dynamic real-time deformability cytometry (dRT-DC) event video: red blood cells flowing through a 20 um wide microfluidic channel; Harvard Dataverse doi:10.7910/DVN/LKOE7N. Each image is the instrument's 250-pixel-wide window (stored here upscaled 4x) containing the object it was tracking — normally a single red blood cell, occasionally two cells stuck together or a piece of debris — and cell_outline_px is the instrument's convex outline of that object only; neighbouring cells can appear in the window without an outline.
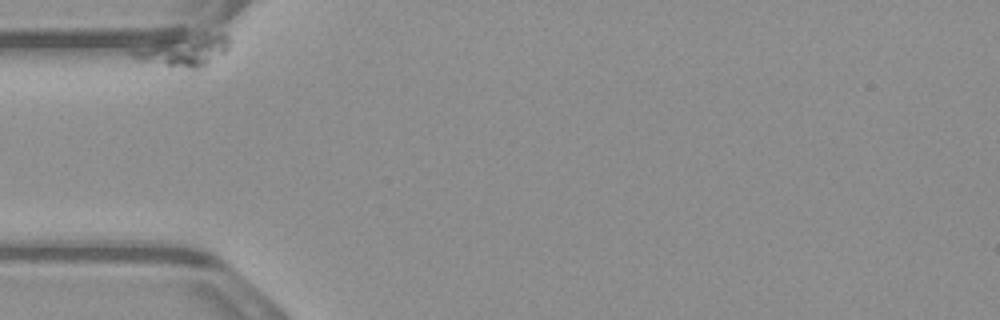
{"species": "common noctule bat (a hibernating species)", "species_latin": "Nyctalus noctula", "temperature_condition": "warm", "stored_images_in_passage": 51, "camera_frame_rate_fps": 3000, "um_per_image_px": 0.085, "animal": {"sex": "male", "body_mass_g": 23.1, "forearm_length_mm": 52.7}, "frame": {"image": 1, "passage_image": 1, "time_ms": 0.0, "image_size_px": [1000, 320], "cell_outline_px": [[228, 48], [224, 52], [204, 64], [196, 68], [188, 68], [140, 60], [132, 56], [128, 52], [132, 48], [164, 40], [216, 32], [224, 32], [228, 36]], "centroid_in_image_um": [15.62, 4.27], "position_along_channel_um": 69.4, "area_um2": 16.7}}
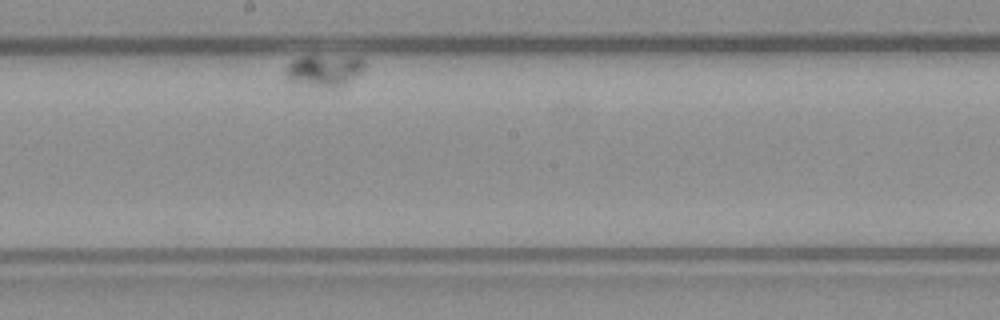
{"frame": {"image": 2, "passage_image": 30, "time_ms": 9.667, "image_size_px": [1000, 320], "cell_outline_px": [[364, 68], [360, 72], [344, 84], [336, 88], [328, 88], [288, 80], [284, 76], [284, 72], [288, 64], [292, 60], [300, 56], [360, 56], [364, 60]], "centroid_in_image_um": [27.55, 5.96], "position_along_channel_um": 220.7, "area_um2": 14.57}}
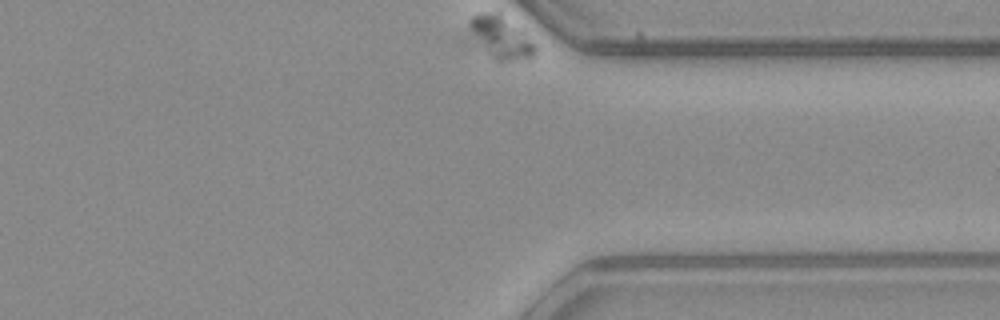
{"frame": {"image": 3, "passage_image": 51, "time_ms": 16.667, "image_size_px": [1000, 320], "cell_outline_px": [[536, 52], [532, 56], [524, 60], [496, 60], [456, 44], [452, 40], [468, 20], [472, 16], [480, 12], [500, 12], [536, 44]], "centroid_in_image_um": [42.09, 3.21], "position_along_channel_um": 369.3, "area_um2": 19.48}}